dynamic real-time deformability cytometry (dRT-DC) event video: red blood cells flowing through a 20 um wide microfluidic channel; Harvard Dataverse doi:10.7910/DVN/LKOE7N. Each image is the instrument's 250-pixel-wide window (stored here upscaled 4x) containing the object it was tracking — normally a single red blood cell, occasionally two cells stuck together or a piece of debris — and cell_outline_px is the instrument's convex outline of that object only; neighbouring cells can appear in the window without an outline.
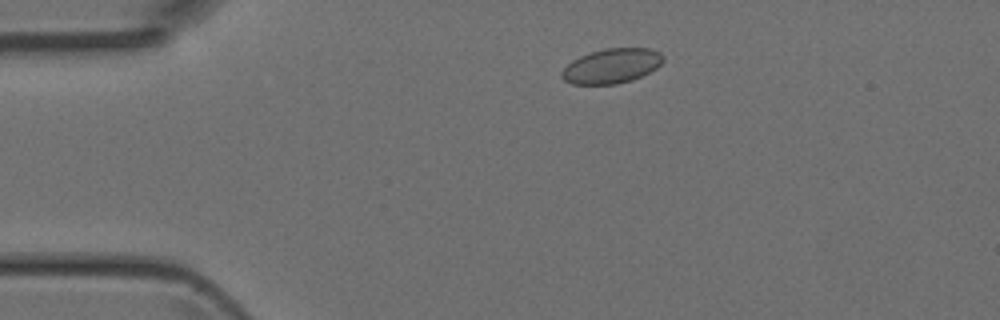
{"species": "Egyptian fruit bat (a non-hibernating species)", "species_latin": "Rousettus aegyptiacus", "temperature_condition": "room temperature", "stored_images_in_passage": 42, "camera_frame_rate_fps": 3000, "um_per_image_px": 0.085, "animal": {"sex": "female"}, "frame": {"image": 1, "passage_image": 4, "time_ms": 1.0, "image_size_px": [1000, 320], "cell_outline_px": [[664, 60], [656, 68], [632, 80], [616, 84], [572, 84], [564, 80], [560, 76], [560, 72], [572, 60], [580, 56], [604, 48], [648, 48], [660, 52], [664, 56]], "centroid_in_image_um": [51.98, 5.6], "position_along_channel_um": 33.0, "area_um2": 20.46}}
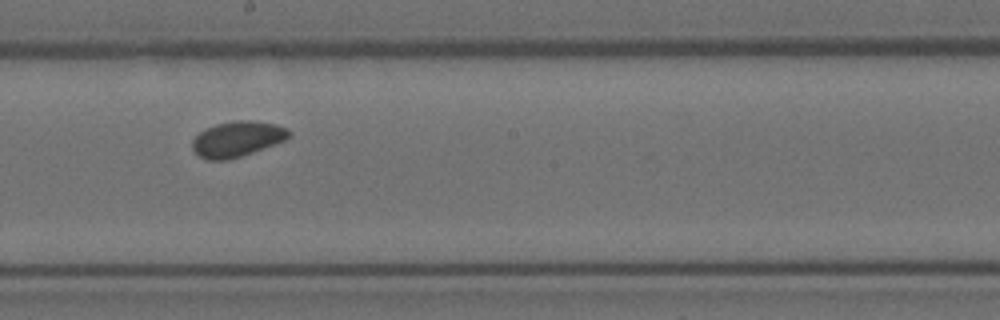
{"frame": {"image": 2, "passage_image": 21, "time_ms": 6.667, "image_size_px": [1000, 320], "cell_outline_px": [[292, 136], [284, 140], [252, 152], [228, 160], [208, 160], [200, 156], [192, 148], [192, 140], [204, 128], [216, 124], [236, 120], [252, 120], [276, 124], [288, 128], [292, 132]], "centroid_in_image_um": [20.18, 11.8], "position_along_channel_um": 228.0, "area_um2": 19.94}}
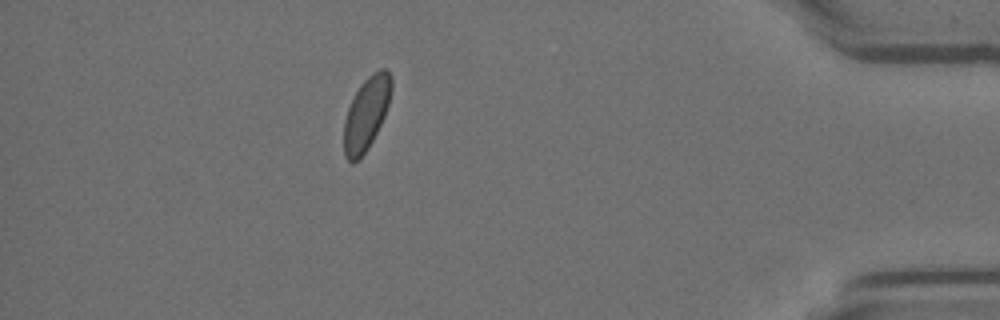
{"frame": {"image": 3, "passage_image": 37, "time_ms": 12.0, "image_size_px": [1000, 320], "cell_outline_px": [[392, 88], [388, 104], [384, 116], [368, 148], [360, 160], [352, 164], [344, 156], [344, 120], [348, 108], [360, 84], [372, 72], [380, 68], [388, 68], [392, 76]], "centroid_in_image_um": [31.14, 9.64], "position_along_channel_um": 404.1, "area_um2": 20.29}}